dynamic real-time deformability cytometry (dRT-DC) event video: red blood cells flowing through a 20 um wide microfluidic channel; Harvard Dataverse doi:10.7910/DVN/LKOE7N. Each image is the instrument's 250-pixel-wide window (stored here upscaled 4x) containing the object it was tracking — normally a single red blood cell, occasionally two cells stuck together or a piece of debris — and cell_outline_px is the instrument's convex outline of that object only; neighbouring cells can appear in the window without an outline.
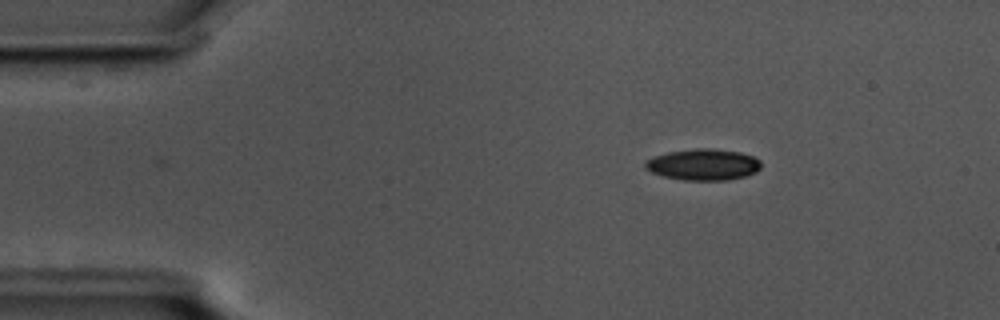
{"species": "common noctule bat (a hibernating species)", "species_latin": "Nyctalus noctula", "temperature_condition": "cold", "stored_images_in_passage": 48, "camera_frame_rate_fps": 3000, "um_per_image_px": 0.085, "animal": {"sex": "male", "body_mass_g": 17.5, "forearm_length_mm": 52.3}, "frame": {"image": 1, "passage_image": 1, "time_ms": 0.0, "image_size_px": [1000, 320], "cell_outline_px": [[760, 168], [756, 172], [744, 176], [728, 180], [684, 180], [664, 176], [652, 172], [644, 168], [644, 160], [652, 156], [668, 152], [696, 148], [712, 148], [740, 152], [752, 156], [760, 160]], "centroid_in_image_um": [59.74, 13.98], "position_along_channel_um": 25.3, "area_um2": 21.21}}
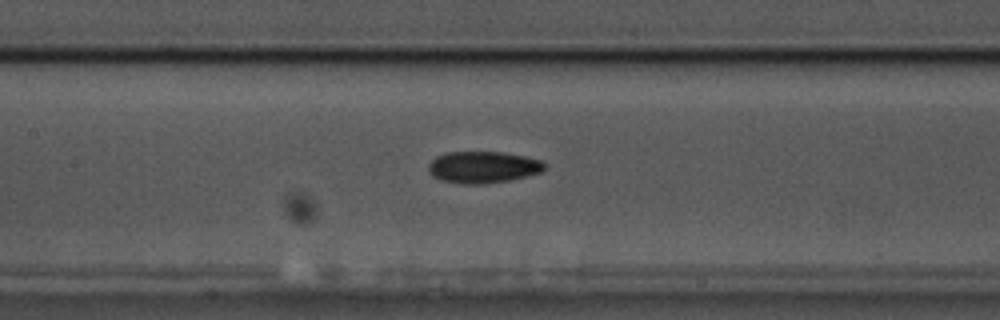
{"frame": {"image": 2, "passage_image": 18, "time_ms": 5.667, "image_size_px": [1000, 320], "cell_outline_px": [[544, 168], [540, 172], [508, 180], [480, 184], [464, 184], [440, 180], [432, 176], [428, 172], [428, 164], [436, 156], [448, 152], [504, 152], [524, 156], [540, 160], [544, 164]], "centroid_in_image_um": [40.99, 14.2], "position_along_channel_um": 166.4, "area_um2": 21.27}}
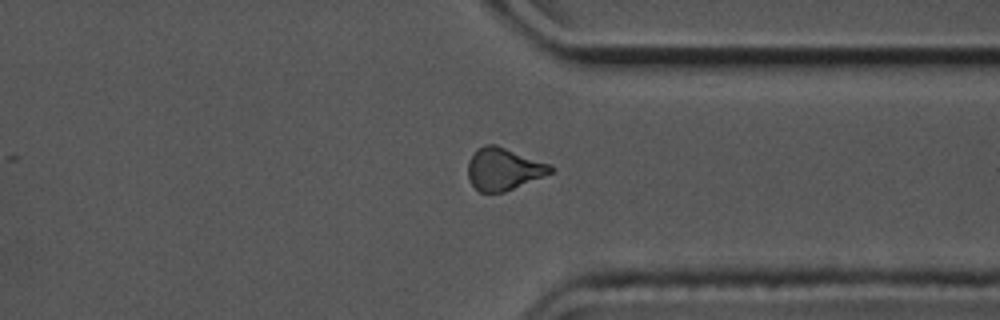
{"frame": {"image": 3, "passage_image": 35, "time_ms": 11.333, "image_size_px": [1000, 320], "cell_outline_px": [[556, 168], [552, 172], [504, 192], [480, 192], [468, 180], [468, 160], [476, 148], [484, 144], [496, 144], [552, 164]], "centroid_in_image_um": [42.8, 14.33], "position_along_channel_um": 368.6, "area_um2": 20.52}, "authors_computed_cell_mechanics": {"area_um2": 21.0392, "velocity_mm_per_s": 3.5875, "shape_relaxation_time_tau1_ms": 2.9211, "shape_relaxation_time_tau2_ms": 9.213, "deformation_change_tau1": 0.0993, "deformation_change_tau2": 0.1767}}